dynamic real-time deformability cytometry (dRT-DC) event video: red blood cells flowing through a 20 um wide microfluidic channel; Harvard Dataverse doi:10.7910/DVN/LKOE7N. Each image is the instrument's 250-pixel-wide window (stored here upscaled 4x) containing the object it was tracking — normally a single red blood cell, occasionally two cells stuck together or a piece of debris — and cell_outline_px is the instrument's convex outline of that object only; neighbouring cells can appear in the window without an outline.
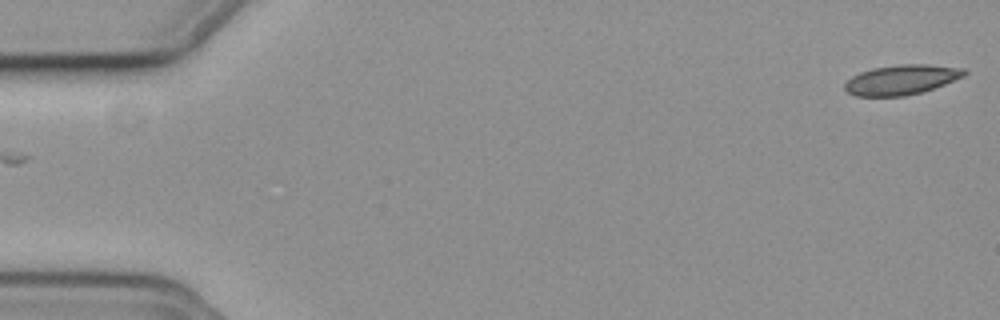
{"species": "common noctule bat (a hibernating species)", "species_latin": "Nyctalus noctula", "temperature_condition": "cold", "stored_images_in_passage": 55, "camera_frame_rate_fps": 3000, "um_per_image_px": 0.085, "animal": {"sex": "female", "body_mass_g": 19.3, "forearm_length_mm": 54.1}, "frame": {"image": 1, "passage_image": 1, "time_ms": 0.0, "image_size_px": [1000, 320], "cell_outline_px": [[968, 72], [964, 76], [924, 92], [904, 96], [856, 96], [848, 92], [844, 88], [844, 84], [852, 76], [860, 72], [872, 68], [900, 64], [928, 64], [964, 68]], "centroid_in_image_um": [76.63, 6.77], "position_along_channel_um": 8.4, "area_um2": 20.87}}
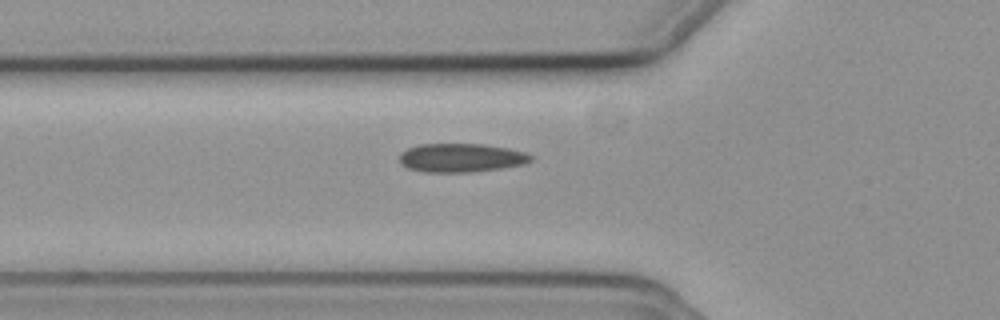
{"frame": {"image": 2, "passage_image": 19, "time_ms": 6.0, "image_size_px": [1000, 320], "cell_outline_px": [[532, 160], [524, 164], [500, 168], [472, 172], [424, 172], [408, 168], [400, 164], [400, 152], [408, 148], [420, 144], [484, 144], [508, 148], [524, 152], [532, 156]], "centroid_in_image_um": [39.17, 13.41], "position_along_channel_um": 86.6, "area_um2": 21.96}}
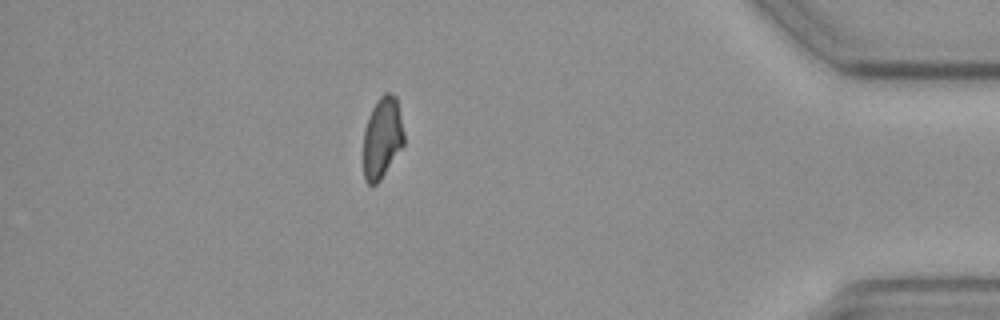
{"frame": {"image": 3, "passage_image": 48, "time_ms": 15.667, "image_size_px": [1000, 320], "cell_outline_px": [[404, 144], [380, 180], [376, 184], [368, 184], [364, 180], [364, 128], [368, 116], [376, 100], [384, 92], [388, 92], [396, 96], [404, 132]], "centroid_in_image_um": [32.48, 11.68], "position_along_channel_um": 402.7, "area_um2": 19.25}, "authors_computed_cell_mechanics": {"area_um2": 20.8658, "velocity_mm_per_s": 3.7528, "shape_relaxation_time_tau1_ms": null, "shape_relaxation_time_tau2_ms": 11.2863, "deformation_change_tau1": null, "deformation_change_tau2": 0.1741}}